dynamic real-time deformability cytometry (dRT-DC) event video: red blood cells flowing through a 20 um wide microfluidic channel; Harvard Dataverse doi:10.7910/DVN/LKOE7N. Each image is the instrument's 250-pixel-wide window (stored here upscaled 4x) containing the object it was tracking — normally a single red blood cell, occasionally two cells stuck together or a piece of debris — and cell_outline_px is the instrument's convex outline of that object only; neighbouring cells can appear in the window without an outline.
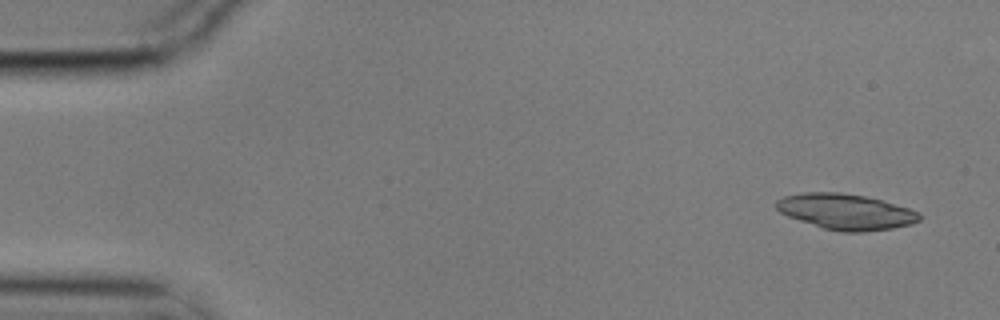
{"species": "common noctule bat (a hibernating species)", "species_latin": "Nyctalus noctula", "temperature_condition": "cold", "stored_images_in_passage": 5, "camera_frame_rate_fps": 3000, "um_per_image_px": 0.085, "animal": {"sex": "male", "body_mass_g": 17.9}, "frame": {"image": 1, "passage_image": 1, "time_ms": 0.0, "image_size_px": [1000, 320], "cell_outline_px": [[920, 220], [912, 224], [892, 228], [864, 232], [840, 232], [824, 228], [788, 216], [780, 212], [776, 208], [776, 200], [784, 196], [804, 192], [840, 192], [864, 196], [880, 200], [908, 208], [916, 212], [920, 216]], "centroid_in_image_um": [71.87, 17.99], "position_along_channel_um": 13.1, "area_um2": 29.48}}